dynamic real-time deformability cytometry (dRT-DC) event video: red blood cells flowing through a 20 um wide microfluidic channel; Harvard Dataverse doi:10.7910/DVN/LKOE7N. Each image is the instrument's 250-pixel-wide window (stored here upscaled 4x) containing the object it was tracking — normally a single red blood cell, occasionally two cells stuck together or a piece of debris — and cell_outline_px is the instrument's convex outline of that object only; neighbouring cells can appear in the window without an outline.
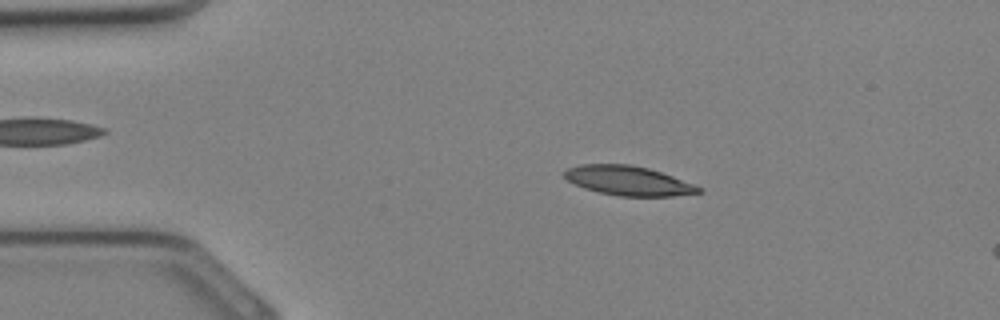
{"species": "Egyptian fruit bat (a non-hibernating species)", "species_latin": "Rousettus aegyptiacus", "temperature_condition": "cold", "stored_images_in_passage": 33, "camera_frame_rate_fps": 3000, "um_per_image_px": 0.085, "animal": {"sex": "female"}, "frame": {"image": 1, "passage_image": 6, "time_ms": 1.667, "image_size_px": [1000, 320], "cell_outline_px": [[704, 192], [672, 196], [620, 196], [600, 192], [584, 188], [568, 180], [564, 176], [564, 172], [568, 168], [580, 164], [632, 164], [648, 168], [696, 184], [704, 188]], "centroid_in_image_um": [53.46, 15.36], "position_along_channel_um": 31.5, "area_um2": 23.0}}
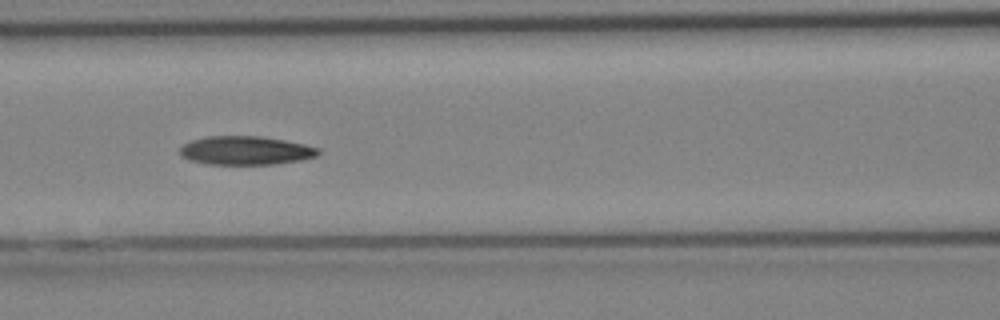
{"frame": {"image": 2, "passage_image": 14, "time_ms": 4.333, "image_size_px": [1000, 320], "cell_outline_px": [[320, 152], [316, 156], [300, 160], [272, 164], [208, 164], [192, 160], [184, 156], [180, 152], [180, 148], [184, 144], [192, 140], [208, 136], [260, 136], [284, 140], [304, 144], [320, 148]], "centroid_in_image_um": [20.91, 12.78], "position_along_channel_um": 145.7, "area_um2": 22.83}}
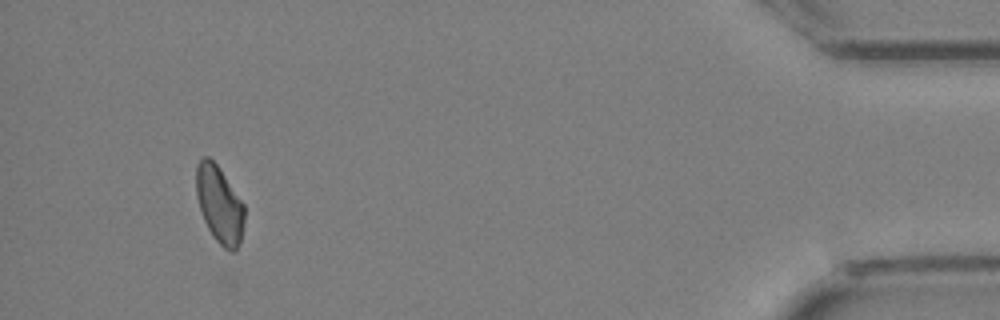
{"frame": {"image": 3, "passage_image": 31, "time_ms": 10.0, "image_size_px": [1000, 320], "cell_outline_px": [[244, 220], [240, 240], [236, 248], [232, 252], [224, 248], [212, 236], [204, 220], [196, 196], [196, 164], [204, 156], [208, 156], [220, 168], [244, 204]], "centroid_in_image_um": [18.64, 17.35], "position_along_channel_um": 416.6, "area_um2": 21.5}}